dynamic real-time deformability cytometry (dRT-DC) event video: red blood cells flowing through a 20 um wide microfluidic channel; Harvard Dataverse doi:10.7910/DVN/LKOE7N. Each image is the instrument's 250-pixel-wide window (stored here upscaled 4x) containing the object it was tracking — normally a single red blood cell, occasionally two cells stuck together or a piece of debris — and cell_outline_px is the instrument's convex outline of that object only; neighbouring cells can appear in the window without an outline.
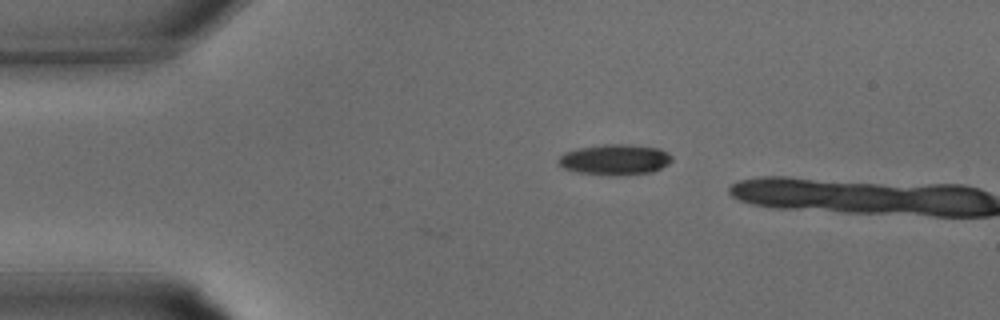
{"species": "common noctule bat (a hibernating species)", "species_latin": "Nyctalus noctula", "temperature_condition": "warm", "stored_images_in_passage": 5, "camera_frame_rate_fps": 3000, "um_per_image_px": 0.085, "animal": {"sex": "male", "body_mass_g": 15.6}, "frame": {"image": 1, "passage_image": 5, "time_ms": 1.333, "image_size_px": [1000, 320], "cell_outline_px": [[672, 160], [668, 164], [652, 172], [620, 176], [580, 172], [564, 168], [556, 164], [556, 160], [564, 152], [576, 148], [604, 144], [632, 144], [660, 148], [668, 152], [672, 156]], "centroid_in_image_um": [52.26, 13.55], "position_along_channel_um": 32.7, "area_um2": 20.52}}